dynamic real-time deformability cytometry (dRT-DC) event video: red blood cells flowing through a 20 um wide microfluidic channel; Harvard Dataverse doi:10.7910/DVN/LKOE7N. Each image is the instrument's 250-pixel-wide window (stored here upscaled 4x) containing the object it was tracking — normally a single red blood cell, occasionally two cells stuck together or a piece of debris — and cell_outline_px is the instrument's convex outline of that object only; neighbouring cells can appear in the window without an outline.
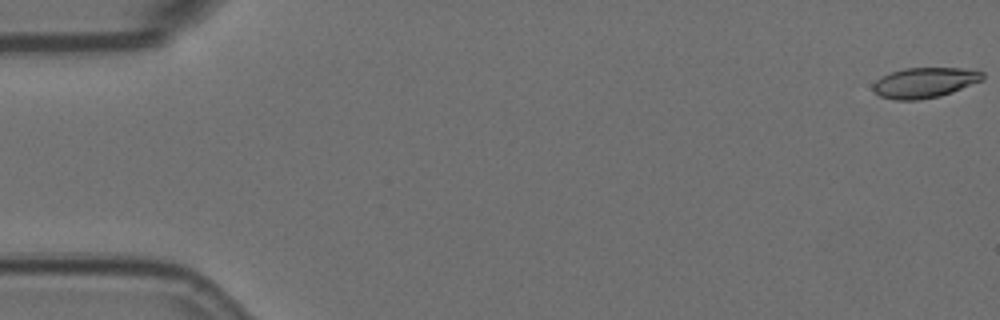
{"species": "Egyptian fruit bat (a non-hibernating species)", "species_latin": "Rousettus aegyptiacus", "temperature_condition": "room temperature", "stored_images_in_passage": 19, "camera_frame_rate_fps": 3000, "um_per_image_px": 0.085, "animal": {"sex": "female"}, "frame": {"image": 1, "passage_image": 1, "time_ms": 0.0, "image_size_px": [1000, 320], "cell_outline_px": [[984, 80], [952, 92], [940, 96], [916, 100], [896, 100], [880, 96], [872, 88], [872, 84], [876, 80], [892, 72], [904, 68], [960, 68], [984, 72]], "centroid_in_image_um": [78.61, 7.02], "position_along_channel_um": 6.4, "area_um2": 19.25}}
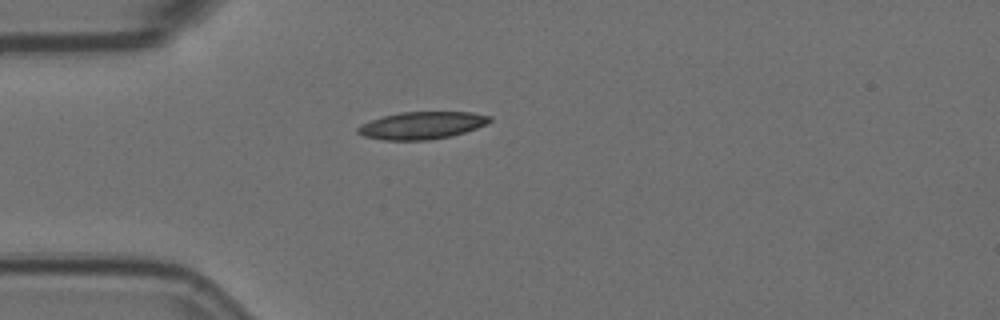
{"frame": {"image": 2, "passage_image": 16, "time_ms": 5.0, "image_size_px": [1000, 320], "cell_outline_px": [[492, 120], [476, 128], [452, 136], [428, 140], [384, 140], [364, 136], [356, 132], [356, 128], [372, 120], [384, 116], [404, 112], [472, 112], [492, 116]], "centroid_in_image_um": [35.88, 10.66], "position_along_channel_um": 49.1, "area_um2": 20.81}}